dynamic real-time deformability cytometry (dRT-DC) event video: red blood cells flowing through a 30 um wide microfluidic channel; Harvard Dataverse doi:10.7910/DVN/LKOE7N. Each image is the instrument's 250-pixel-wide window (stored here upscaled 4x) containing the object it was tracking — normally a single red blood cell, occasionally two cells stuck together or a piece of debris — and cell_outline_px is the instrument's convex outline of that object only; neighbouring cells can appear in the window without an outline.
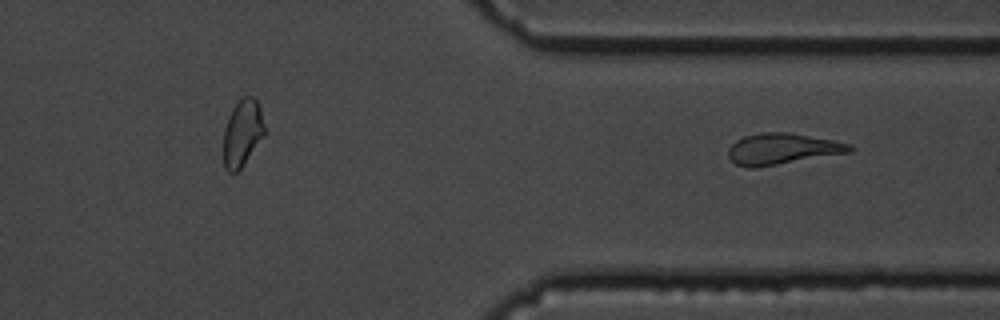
{"species": "common noctule bat (a hibernating species)", "species_latin": "Nyctalus noctula", "temperature_condition": "cold", "stored_images_in_passage": 33, "segment_of_instrument_passage": [2, 2], "camera_frame_rate_fps": 3000, "um_per_image_px": 0.085, "animal": {"sex": "male", "body_mass_g": 19.5, "forearm_length_mm": 54.6}, "frame": {"image": 1, "passage_image": 33, "time_ms": 10.667, "image_size_px": [1000, 320], "cell_outline_px": [[856, 148], [852, 152], [756, 168], [748, 168], [736, 164], [728, 156], [728, 148], [736, 140], [744, 136], [760, 132], [788, 132], [832, 140], [852, 144]], "centroid_in_image_um": [66.51, 12.66], "position_along_channel_um": 344.9, "area_um2": 22.2}}